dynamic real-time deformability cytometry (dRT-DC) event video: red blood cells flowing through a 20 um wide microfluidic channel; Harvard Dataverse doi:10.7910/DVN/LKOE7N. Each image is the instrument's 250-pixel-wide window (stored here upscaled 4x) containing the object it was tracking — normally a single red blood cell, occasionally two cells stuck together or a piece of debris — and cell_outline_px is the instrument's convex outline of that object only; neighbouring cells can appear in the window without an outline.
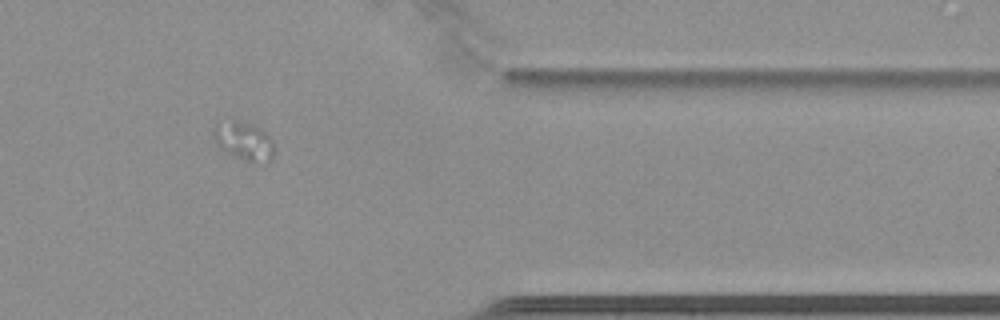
{"species": "common noctule bat (a hibernating species)", "species_latin": "Nyctalus noctula", "temperature_condition": "cold", "stored_images_in_passage": 46, "camera_frame_rate_fps": 3000, "um_per_image_px": 0.085, "animal": {"sex": "female", "body_mass_g": 22.7, "forearm_length_mm": 54.2}, "frame": {"image": 1, "passage_image": 36, "time_ms": 11.667, "image_size_px": [1000, 320], "cell_outline_px": [[272, 160], [268, 164], [244, 160], [232, 156], [220, 148], [212, 136], [212, 132], [216, 124], [232, 120], [236, 120], [252, 124], [260, 128], [272, 140]], "centroid_in_image_um": [20.72, 12.01], "position_along_channel_um": 390.7, "area_um2": 13.58}}
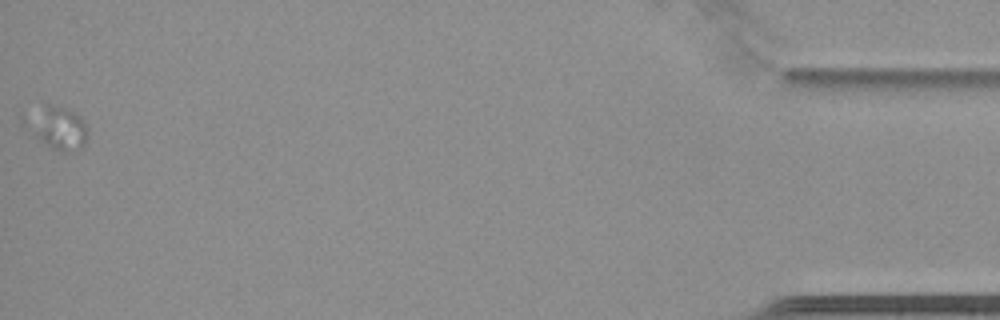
{"frame": {"image": 2, "passage_image": 46, "time_ms": 15.0, "image_size_px": [1000, 320], "cell_outline_px": [[88, 128], [84, 144], [80, 148], [68, 152], [64, 152], [52, 148], [20, 128], [20, 116], [40, 100], [80, 112]], "centroid_in_image_um": [4.69, 10.72], "position_along_channel_um": 430.5, "area_um2": 17.28}}